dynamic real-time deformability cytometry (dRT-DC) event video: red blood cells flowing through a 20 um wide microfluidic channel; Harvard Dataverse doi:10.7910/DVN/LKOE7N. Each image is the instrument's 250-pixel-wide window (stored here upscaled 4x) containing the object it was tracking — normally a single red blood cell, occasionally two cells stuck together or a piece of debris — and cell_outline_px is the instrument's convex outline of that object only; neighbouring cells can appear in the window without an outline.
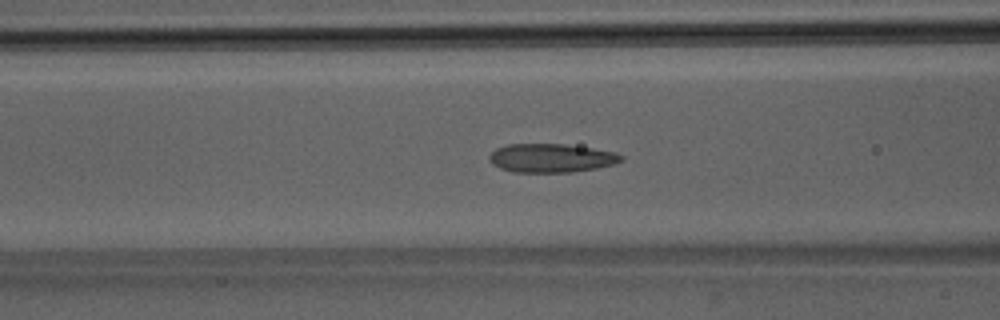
{"species": "Egyptian fruit bat (a non-hibernating species)", "species_latin": "Rousettus aegyptiacus", "temperature_condition": "room temperature", "stored_images_in_passage": 52, "camera_frame_rate_fps": 3000, "um_per_image_px": 0.085, "animal": {"sex": "male"}, "frame": {"image": 1, "passage_image": 21, "time_ms": 6.667, "image_size_px": [1000, 320], "cell_outline_px": [[624, 160], [616, 164], [596, 168], [572, 172], [512, 172], [500, 168], [492, 164], [488, 160], [488, 156], [496, 148], [508, 144], [564, 144], [592, 148], [616, 152], [624, 156]], "centroid_in_image_um": [46.87, 13.43], "position_along_channel_um": 119.7, "area_um2": 22.25}}
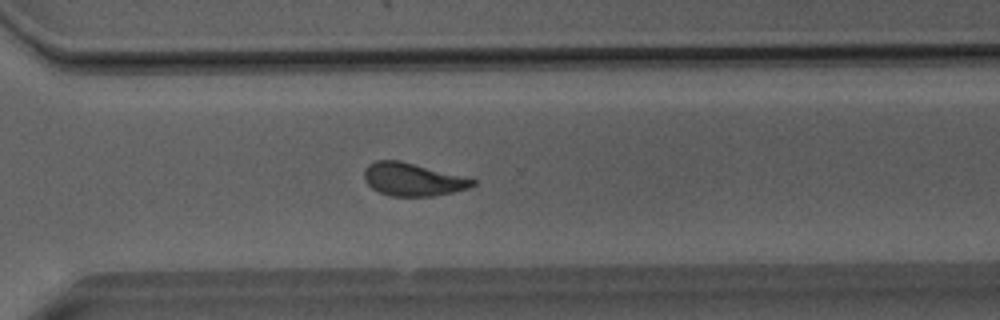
{"frame": {"image": 2, "passage_image": 37, "time_ms": 12.0, "image_size_px": [1000, 320], "cell_outline_px": [[476, 184], [468, 188], [452, 192], [432, 196], [392, 196], [380, 192], [372, 188], [364, 180], [364, 168], [368, 164], [376, 160], [400, 160], [476, 180]], "centroid_in_image_um": [35.03, 15.25], "position_along_channel_um": 335.6, "area_um2": 20.58}}
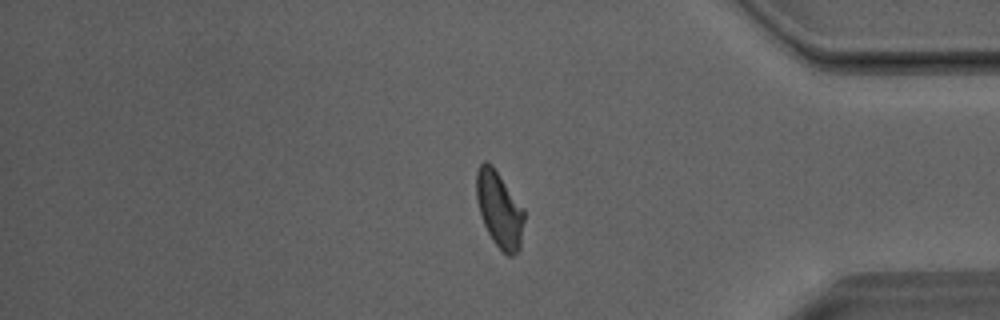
{"frame": {"image": 3, "passage_image": 43, "time_ms": 14.0, "image_size_px": [1000, 320], "cell_outline_px": [[524, 220], [520, 248], [512, 256], [508, 256], [492, 240], [484, 224], [480, 212], [476, 196], [476, 172], [480, 164], [484, 160], [488, 160], [492, 164], [524, 208]], "centroid_in_image_um": [42.44, 17.76], "position_along_channel_um": 392.8, "area_um2": 21.15}, "authors_computed_cell_mechanics": {"area_um2": 21.7617, "velocity_mm_per_s": 4.0522, "shape_relaxation_time_tau1_ms": null, "shape_relaxation_time_tau2_ms": 1.4018, "deformation_change_tau1": null, "deformation_change_tau2": 0.0896}}